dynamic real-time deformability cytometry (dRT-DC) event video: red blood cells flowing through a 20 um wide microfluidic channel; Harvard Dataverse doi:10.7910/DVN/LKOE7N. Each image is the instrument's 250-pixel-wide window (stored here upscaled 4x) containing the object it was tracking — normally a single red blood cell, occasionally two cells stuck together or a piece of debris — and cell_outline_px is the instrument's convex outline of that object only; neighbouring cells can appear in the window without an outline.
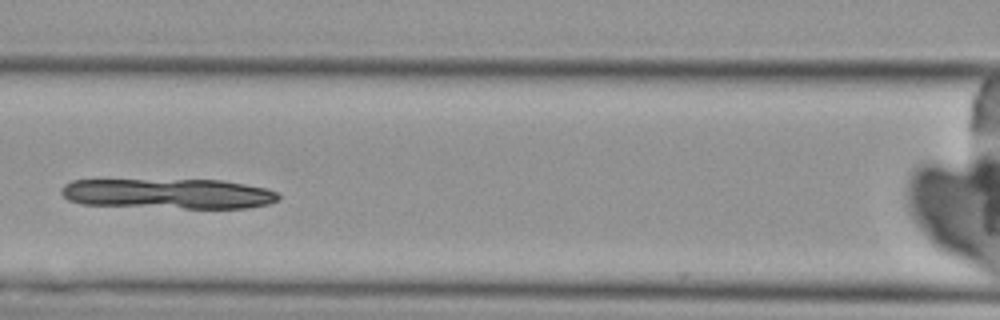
{"species": "Egyptian fruit bat (a non-hibernating species)", "species_latin": "Rousettus aegyptiacus", "temperature_condition": "cold", "stored_images_in_passage": 3, "camera_frame_rate_fps": 3000, "um_per_image_px": 0.085, "animal": {"sex": "female"}, "frame": {"image": 1, "passage_image": 3, "time_ms": 2.333, "image_size_px": [1000, 320], "cell_outline_px": [[280, 196], [276, 200], [268, 204], [248, 208], [184, 208], [80, 204], [68, 200], [60, 192], [60, 188], [64, 184], [72, 180], [220, 180], [244, 184], [264, 188], [276, 192]], "centroid_in_image_um": [14.27, 16.46], "position_along_channel_um": 152.3, "area_um2": 38.09}}